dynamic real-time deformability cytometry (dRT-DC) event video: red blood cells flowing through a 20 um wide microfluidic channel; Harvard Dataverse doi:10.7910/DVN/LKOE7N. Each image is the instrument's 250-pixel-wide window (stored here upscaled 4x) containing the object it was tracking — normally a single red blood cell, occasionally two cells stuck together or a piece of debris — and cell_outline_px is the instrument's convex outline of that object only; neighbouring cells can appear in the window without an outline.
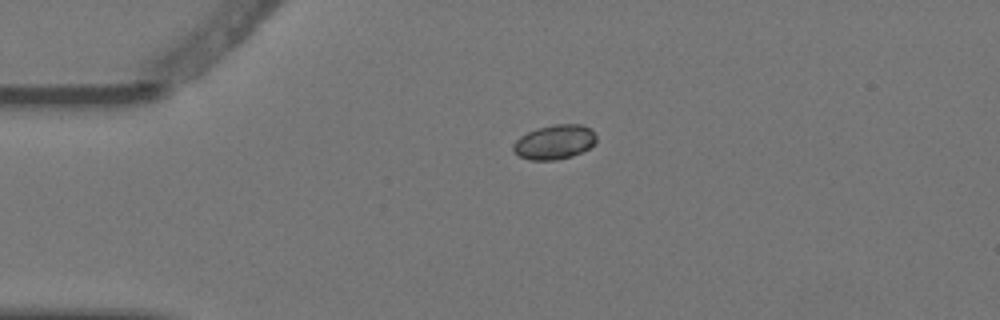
{"species": "Egyptian fruit bat (a non-hibernating species)", "species_latin": "Rousettus aegyptiacus", "temperature_condition": "warm", "stored_images_in_passage": 2, "camera_frame_rate_fps": 3000, "um_per_image_px": 0.085, "animal": {"sex": "female"}, "frame": {"image": 1, "passage_image": 1, "time_ms": 0.0, "image_size_px": [1000, 320], "cell_outline_px": [[596, 140], [588, 148], [572, 156], [556, 160], [528, 160], [512, 152], [512, 144], [520, 136], [536, 128], [552, 124], [580, 124], [592, 128], [596, 136]], "centroid_in_image_um": [47.1, 12.06], "position_along_channel_um": 37.9, "area_um2": 16.82}}